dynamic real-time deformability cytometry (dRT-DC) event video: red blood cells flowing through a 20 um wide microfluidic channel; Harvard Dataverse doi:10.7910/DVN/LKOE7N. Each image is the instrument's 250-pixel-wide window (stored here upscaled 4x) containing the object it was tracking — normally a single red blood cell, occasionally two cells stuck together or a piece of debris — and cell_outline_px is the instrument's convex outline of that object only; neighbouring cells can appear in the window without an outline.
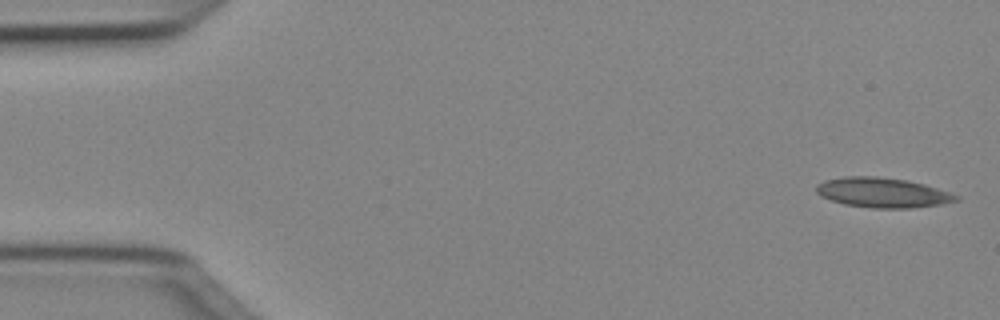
{"species": "Egyptian fruit bat (a non-hibernating species)", "species_latin": "Rousettus aegyptiacus", "temperature_condition": "cold", "stored_images_in_passage": 12, "camera_frame_rate_fps": 3000, "um_per_image_px": 0.085, "animal": {"sex": "female"}, "frame": {"image": 1, "passage_image": 1, "time_ms": 0.0, "image_size_px": [1000, 320], "cell_outline_px": [[960, 200], [940, 204], [908, 208], [872, 208], [844, 204], [820, 196], [816, 192], [816, 184], [824, 180], [844, 176], [876, 176], [908, 180], [924, 184], [960, 196]], "centroid_in_image_um": [74.99, 16.36], "position_along_channel_um": 10.0, "area_um2": 24.33}}